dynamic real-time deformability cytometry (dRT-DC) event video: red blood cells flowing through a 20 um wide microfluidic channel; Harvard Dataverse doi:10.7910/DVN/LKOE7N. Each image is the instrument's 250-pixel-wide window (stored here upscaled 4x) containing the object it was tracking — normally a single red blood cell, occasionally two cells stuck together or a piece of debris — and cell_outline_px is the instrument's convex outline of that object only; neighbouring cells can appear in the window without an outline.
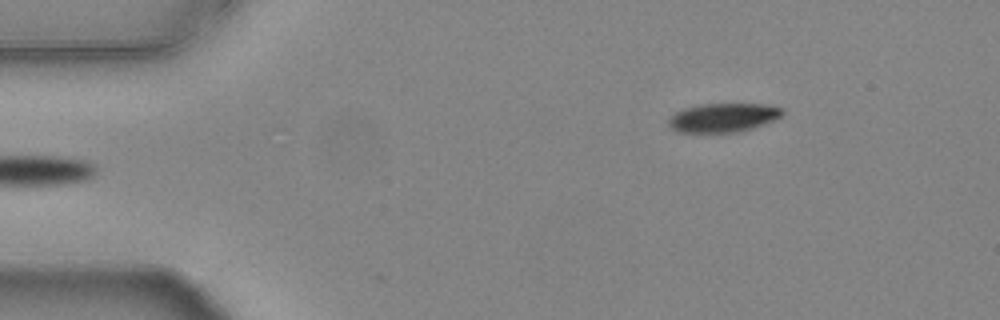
{"species": "common noctule bat (a hibernating species)", "species_latin": "Nyctalus noctula", "temperature_condition": "warm", "stored_images_in_passage": 47, "camera_frame_rate_fps": 3000, "um_per_image_px": 0.085, "animal": {"sex": "female", "body_mass_g": 24.6, "forearm_length_mm": 56.2}, "frame": {"image": 1, "passage_image": 1, "time_ms": 0.0, "image_size_px": [1000, 320], "cell_outline_px": [[784, 112], [780, 116], [764, 124], [752, 128], [736, 132], [676, 132], [668, 128], [668, 120], [676, 112], [684, 108], [700, 104], [764, 104], [784, 108]], "centroid_in_image_um": [61.43, 10.0], "position_along_channel_um": 23.6, "area_um2": 19.13}}
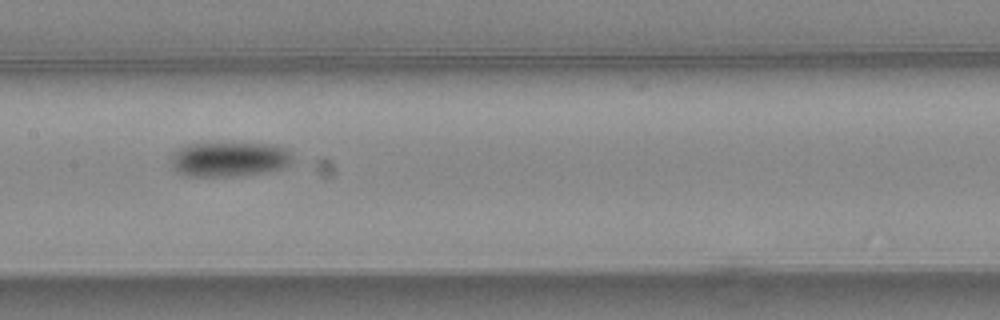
{"frame": {"image": 2, "passage_image": 20, "time_ms": 6.333, "image_size_px": [1000, 320], "cell_outline_px": [[296, 160], [280, 168], [264, 172], [240, 176], [188, 176], [172, 168], [172, 156], [180, 148], [188, 144], [212, 140], [232, 140], [276, 144], [288, 148], [292, 152]], "centroid_in_image_um": [19.56, 13.45], "position_along_channel_um": 187.8, "area_um2": 26.07}}
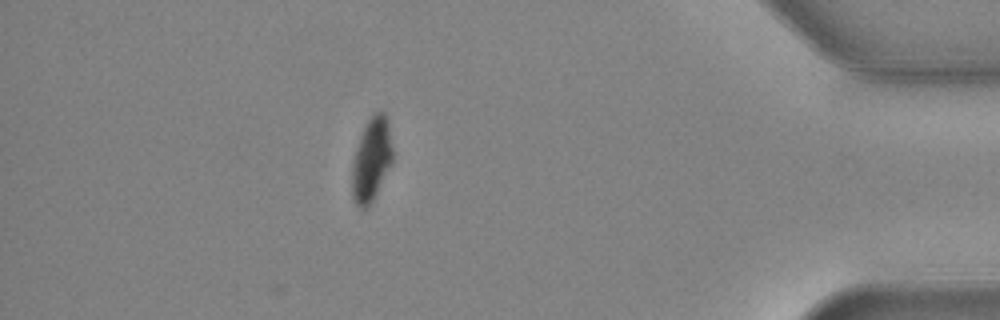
{"frame": {"image": 3, "passage_image": 41, "time_ms": 13.333, "image_size_px": [1000, 320], "cell_outline_px": [[392, 164], [372, 200], [364, 208], [360, 208], [356, 204], [352, 196], [352, 164], [356, 148], [360, 136], [372, 112], [384, 112], [388, 120], [392, 148]], "centroid_in_image_um": [31.58, 13.53], "position_along_channel_um": 403.6, "area_um2": 19.54}, "authors_computed_cell_mechanics": {"area_um2": 22.6576, "velocity_mm_per_s": 3.7783, "shape_relaxation_time_tau1_ms": 3.4033, "shape_relaxation_time_tau2_ms": null, "deformation_change_tau1": 0.1207, "deformation_change_tau2": null}}